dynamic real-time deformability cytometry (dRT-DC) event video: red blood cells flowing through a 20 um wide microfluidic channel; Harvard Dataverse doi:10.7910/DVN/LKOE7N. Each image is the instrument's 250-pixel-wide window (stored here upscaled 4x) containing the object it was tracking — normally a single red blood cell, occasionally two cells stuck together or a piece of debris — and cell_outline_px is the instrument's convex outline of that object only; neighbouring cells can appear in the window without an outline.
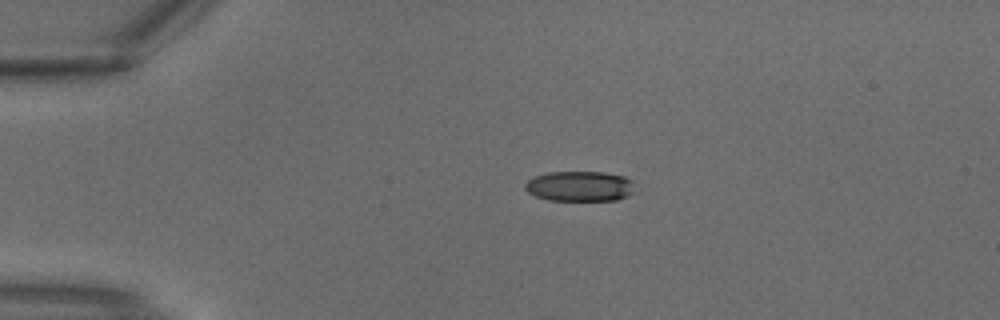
{"species": "common noctule bat (a hibernating species)", "species_latin": "Nyctalus noctula", "temperature_condition": "warm", "stored_images_in_passage": 2, "camera_frame_rate_fps": 3000, "um_per_image_px": 0.085, "animal": {"sex": "male", "body_mass_g": 18.8}, "frame": {"image": 1, "passage_image": 1, "time_ms": 0.0, "image_size_px": [1000, 320], "cell_outline_px": [[632, 192], [628, 196], [616, 200], [548, 200], [536, 196], [528, 192], [524, 188], [524, 184], [528, 180], [536, 176], [548, 172], [604, 172], [624, 176], [632, 180]], "centroid_in_image_um": [49.26, 15.82], "position_along_channel_um": 35.7, "area_um2": 19.25}}